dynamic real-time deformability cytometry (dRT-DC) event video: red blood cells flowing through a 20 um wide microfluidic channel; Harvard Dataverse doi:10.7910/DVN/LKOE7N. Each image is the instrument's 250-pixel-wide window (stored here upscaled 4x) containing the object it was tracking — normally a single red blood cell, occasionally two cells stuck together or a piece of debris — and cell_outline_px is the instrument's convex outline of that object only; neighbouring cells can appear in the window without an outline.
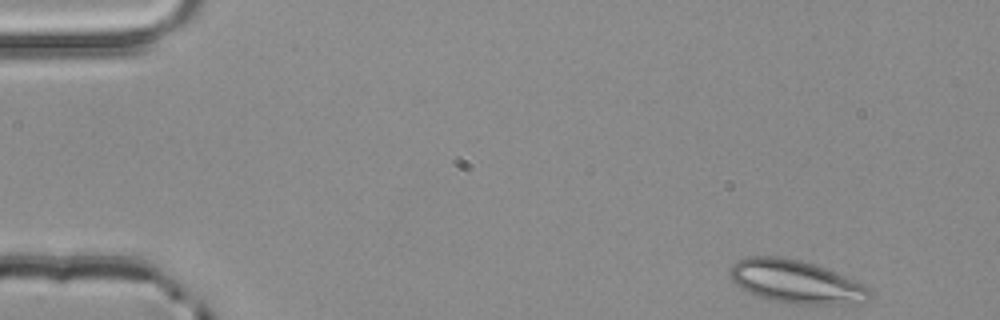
{"species": "common noctule bat (a hibernating species)", "species_latin": "Nyctalus noctula", "temperature_condition": "room temperature", "stored_images_in_passage": 3, "camera_frame_rate_fps": 3000, "um_per_image_px": 0.085, "animal": {"sex": "male", "body_mass_g": 20.4}, "frame": {"image": 1, "passage_image": 1, "time_ms": 0.0, "image_size_px": [1000, 320], "cell_outline_px": [[872, 296], [868, 300], [860, 304], [788, 304], [768, 300], [748, 292], [740, 288], [732, 280], [728, 272], [728, 268], [736, 260], [748, 256], [776, 256], [800, 260], [816, 264], [836, 272], [864, 284], [872, 292]], "centroid_in_image_um": [67.65, 23.95], "position_along_channel_um": 17.4, "area_um2": 35.72}}